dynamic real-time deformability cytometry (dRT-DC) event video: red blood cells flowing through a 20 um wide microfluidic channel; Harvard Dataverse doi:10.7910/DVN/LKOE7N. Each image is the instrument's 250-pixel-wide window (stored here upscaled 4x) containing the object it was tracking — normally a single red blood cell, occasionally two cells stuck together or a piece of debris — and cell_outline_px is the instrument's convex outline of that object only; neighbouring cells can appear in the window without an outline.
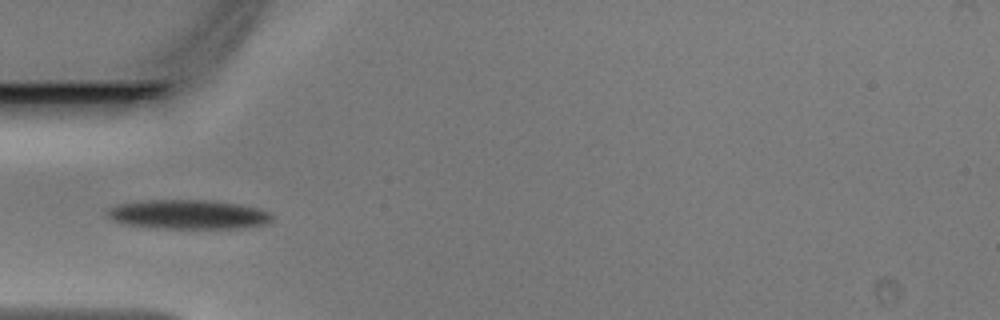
{"species": "Egyptian fruit bat (a non-hibernating species)", "species_latin": "Rousettus aegyptiacus", "temperature_condition": "warm", "stored_images_in_passage": 33, "camera_frame_rate_fps": 3000, "um_per_image_px": 0.085, "animal": {"sex": "male"}, "frame": {"image": 1, "passage_image": 1, "time_ms": 0.0, "image_size_px": [1000, 320], "cell_outline_px": [[272, 220], [260, 224], [236, 228], [152, 228], [124, 224], [112, 220], [104, 212], [108, 208], [120, 204], [144, 200], [212, 200], [240, 204], [256, 208], [268, 212], [272, 216]], "centroid_in_image_um": [15.91, 18.22], "position_along_channel_um": 69.1, "area_um2": 27.98}}
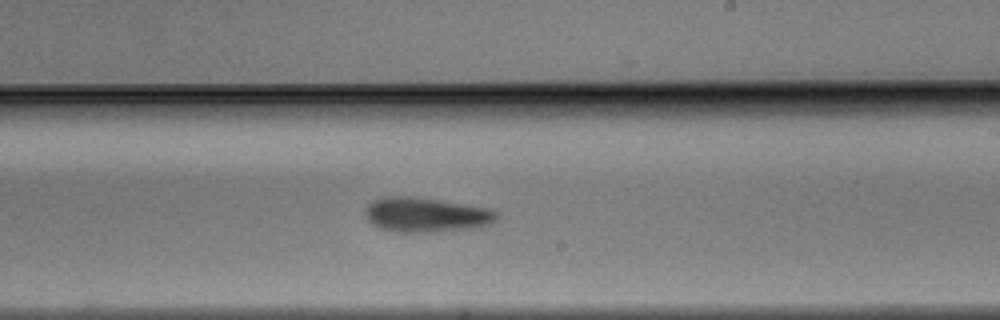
{"frame": {"image": 2, "passage_image": 14, "time_ms": 4.333, "image_size_px": [1000, 320], "cell_outline_px": [[500, 216], [492, 224], [476, 228], [436, 232], [392, 232], [380, 228], [372, 224], [368, 220], [364, 212], [364, 208], [372, 200], [380, 196], [412, 196], [440, 200], [492, 208]], "centroid_in_image_um": [36.22, 18.25], "position_along_channel_um": 252.8, "area_um2": 27.22}}
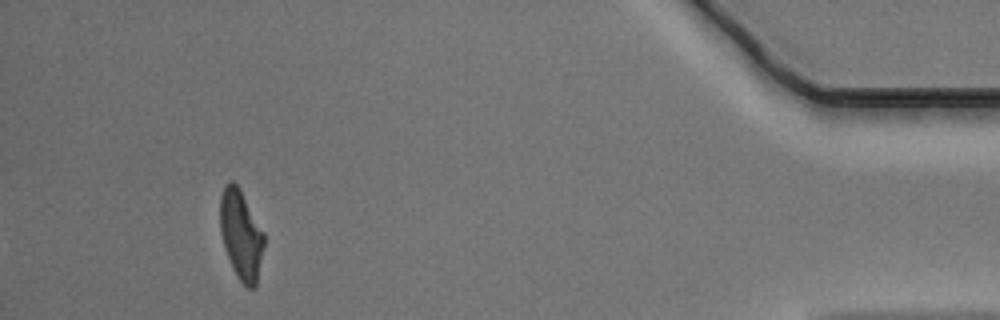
{"frame": {"image": 3, "passage_image": 30, "time_ms": 9.667, "image_size_px": [1000, 320], "cell_outline_px": [[264, 244], [256, 284], [252, 288], [248, 288], [240, 280], [232, 268], [220, 232], [220, 196], [224, 184], [228, 180], [232, 180], [240, 188], [264, 232]], "centroid_in_image_um": [20.47, 19.89], "position_along_channel_um": 414.7, "area_um2": 22.77}}